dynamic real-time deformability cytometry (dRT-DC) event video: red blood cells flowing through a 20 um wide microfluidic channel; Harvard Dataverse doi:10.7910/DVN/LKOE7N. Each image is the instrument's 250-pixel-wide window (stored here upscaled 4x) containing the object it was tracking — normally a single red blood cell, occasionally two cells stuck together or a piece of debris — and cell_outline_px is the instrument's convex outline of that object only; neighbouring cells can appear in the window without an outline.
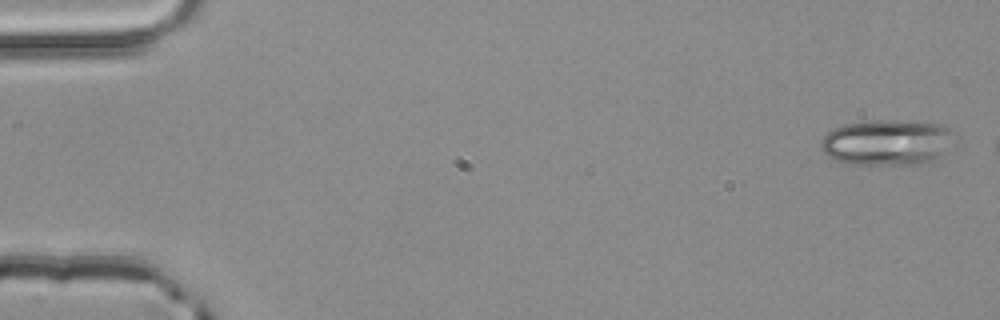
{"species": "common noctule bat (a hibernating species)", "species_latin": "Nyctalus noctula", "temperature_condition": "room temperature", "stored_images_in_passage": 3, "camera_frame_rate_fps": 3000, "um_per_image_px": 0.085, "animal": {"sex": "male", "body_mass_g": 20.4}, "frame": {"image": 1, "passage_image": 1, "time_ms": 0.0, "image_size_px": [1000, 320], "cell_outline_px": [[944, 132], [936, 156], [932, 160], [920, 164], [848, 164], [836, 160], [828, 156], [820, 148], [820, 140], [832, 128], [844, 124], [872, 120], [896, 120], [944, 124]], "centroid_in_image_um": [75.1, 12.09], "position_along_channel_um": 9.9, "area_um2": 33.87}}